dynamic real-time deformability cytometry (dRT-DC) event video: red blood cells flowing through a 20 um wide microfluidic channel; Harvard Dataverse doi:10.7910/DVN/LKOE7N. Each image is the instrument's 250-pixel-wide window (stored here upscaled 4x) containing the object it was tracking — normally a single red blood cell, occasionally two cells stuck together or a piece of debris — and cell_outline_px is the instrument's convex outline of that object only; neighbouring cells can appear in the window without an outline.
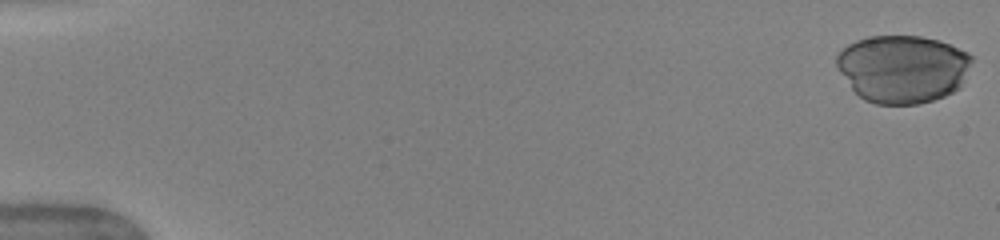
{"species": "human", "species_latin": "Homo sapiens", "temperature_condition": "warm", "stored_images_in_passage": 41, "camera_frame_rate_fps": 3000, "um_per_image_px": 0.085, "donor": {"sex": "female"}, "frame": {"image": 1, "passage_image": 1, "time_ms": 0.0, "image_size_px": [1000, 240], "cell_outline_px": [[972, 60], [960, 88], [944, 96], [920, 104], [876, 104], [864, 100], [852, 88], [840, 72], [836, 64], [836, 56], [848, 44], [856, 40], [868, 36], [920, 36], [940, 40], [968, 52], [972, 56]], "centroid_in_image_um": [76.74, 5.84], "position_along_channel_um": 8.3, "area_um2": 53.41}}
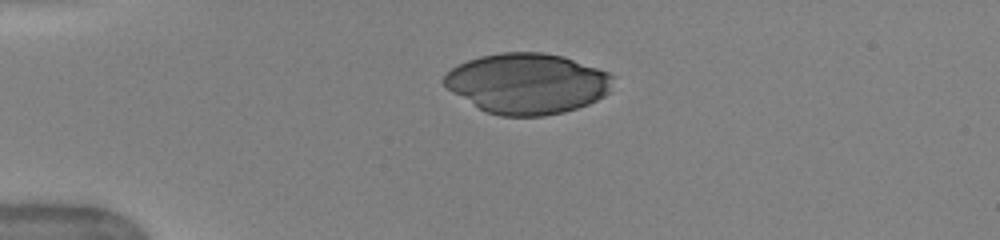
{"frame": {"image": 2, "passage_image": 12, "time_ms": 4.0, "image_size_px": [1000, 240], "cell_outline_px": [[612, 76], [608, 92], [604, 96], [588, 104], [564, 112], [544, 116], [500, 116], [488, 112], [480, 108], [448, 88], [444, 84], [444, 76], [456, 64], [480, 56], [504, 52], [544, 52], [564, 56], [608, 72]], "centroid_in_image_um": [44.83, 7.08], "position_along_channel_um": 40.2, "area_um2": 59.01}}